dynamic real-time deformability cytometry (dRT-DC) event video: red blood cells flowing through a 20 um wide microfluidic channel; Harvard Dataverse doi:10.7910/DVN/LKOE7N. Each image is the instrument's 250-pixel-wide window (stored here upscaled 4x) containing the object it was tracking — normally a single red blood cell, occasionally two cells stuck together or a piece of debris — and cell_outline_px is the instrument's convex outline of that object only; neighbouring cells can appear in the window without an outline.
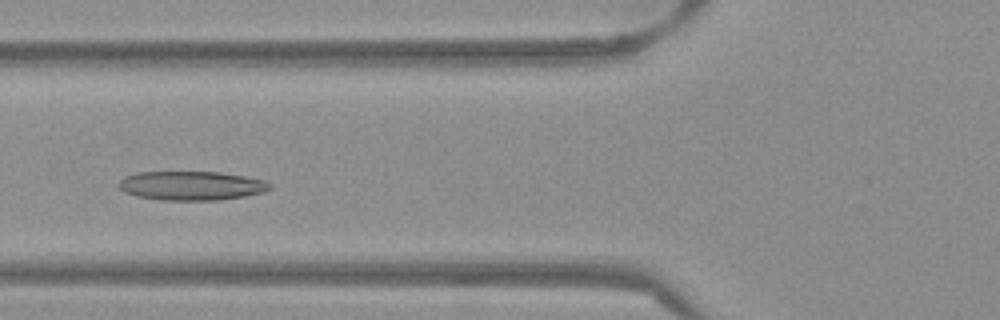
{"species": "Egyptian fruit bat (a non-hibernating species)", "species_latin": "Rousettus aegyptiacus", "temperature_condition": "warm", "stored_images_in_passage": 35, "camera_frame_rate_fps": 3000, "um_per_image_px": 0.085, "frame": {"image": 1, "passage_image": 17, "time_ms": 5.333, "image_size_px": [1000, 320], "cell_outline_px": [[272, 188], [264, 192], [244, 196], [216, 200], [160, 200], [136, 196], [124, 192], [116, 184], [124, 176], [136, 172], [220, 172], [244, 176], [264, 180], [272, 184]], "centroid_in_image_um": [16.24, 15.78], "position_along_channel_um": 109.6, "area_um2": 25.72}}
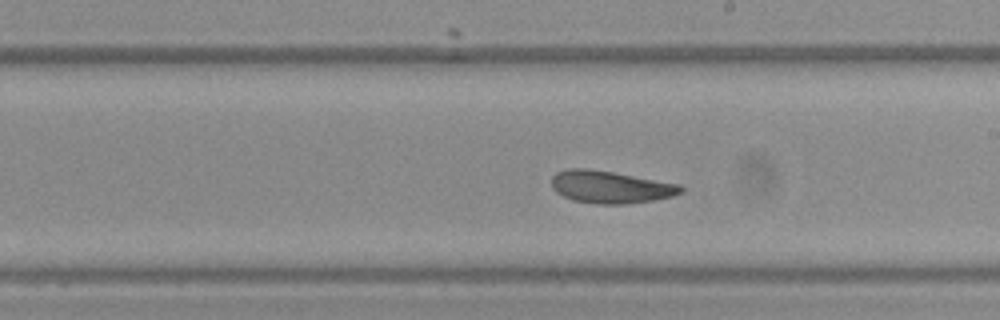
{"frame": {"image": 2, "passage_image": 27, "time_ms": 8.667, "image_size_px": [1000, 320], "cell_outline_px": [[684, 192], [672, 196], [652, 200], [624, 204], [596, 204], [572, 200], [556, 192], [552, 188], [552, 176], [556, 172], [568, 168], [588, 168], [612, 172], [680, 184], [684, 188]], "centroid_in_image_um": [51.87, 15.89], "position_along_channel_um": 237.1, "area_um2": 24.39}}
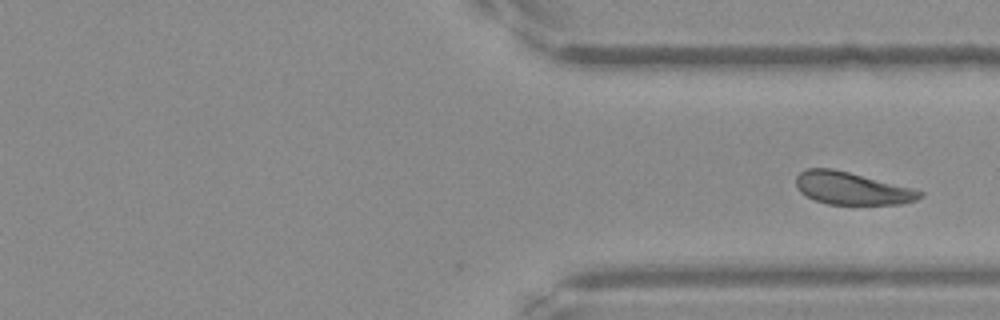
{"frame": {"image": 3, "passage_image": 35, "time_ms": 11.333, "image_size_px": [1000, 320], "cell_outline_px": [[924, 196], [916, 200], [900, 204], [828, 204], [816, 200], [800, 192], [796, 184], [796, 176], [800, 172], [808, 168], [832, 168], [912, 188], [924, 192]], "centroid_in_image_um": [72.41, 16.01], "position_along_channel_um": 339.0, "area_um2": 23.18}}